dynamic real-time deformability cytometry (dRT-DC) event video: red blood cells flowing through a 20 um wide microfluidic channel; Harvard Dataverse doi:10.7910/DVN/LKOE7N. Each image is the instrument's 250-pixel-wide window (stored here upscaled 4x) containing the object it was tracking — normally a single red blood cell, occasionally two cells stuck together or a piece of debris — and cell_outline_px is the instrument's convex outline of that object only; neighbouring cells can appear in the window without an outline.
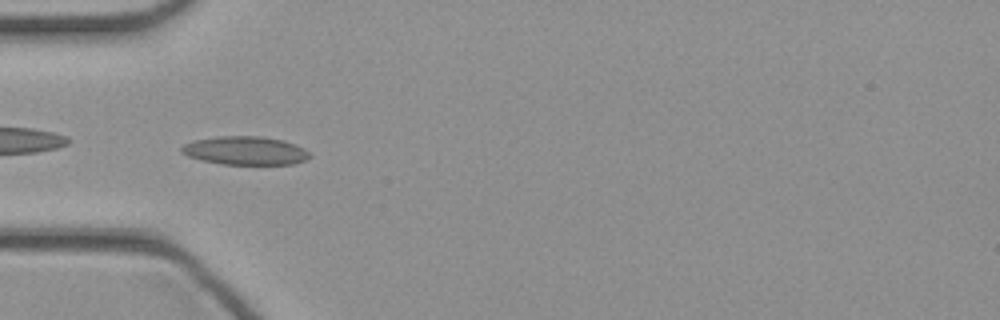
{"species": "common noctule bat (a hibernating species)", "species_latin": "Nyctalus noctula", "temperature_condition": "cold", "stored_images_in_passage": 12, "camera_frame_rate_fps": 3000, "um_per_image_px": 0.085, "animal": {"sex": "female", "body_mass_g": 21.9}, "frame": {"image": 1, "passage_image": 1, "time_ms": 0.0, "image_size_px": [1000, 320], "cell_outline_px": [[312, 156], [304, 160], [292, 164], [220, 164], [200, 160], [188, 156], [180, 152], [180, 148], [184, 144], [192, 140], [216, 136], [260, 136], [284, 140], [296, 144], [304, 148]], "centroid_in_image_um": [20.81, 12.79], "position_along_channel_um": 64.2, "area_um2": 21.44}}
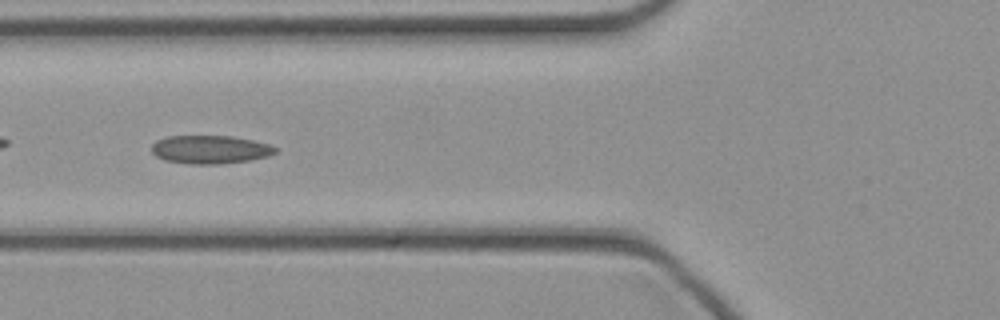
{"frame": {"image": 2, "passage_image": 4, "time_ms": 1.0, "image_size_px": [1000, 320], "cell_outline_px": [[276, 152], [268, 156], [252, 160], [220, 164], [192, 164], [164, 160], [156, 156], [152, 152], [152, 144], [156, 140], [168, 136], [232, 136], [252, 140], [268, 144], [276, 148]], "centroid_in_image_um": [17.85, 12.71], "position_along_channel_um": 107.9, "area_um2": 20.4}}
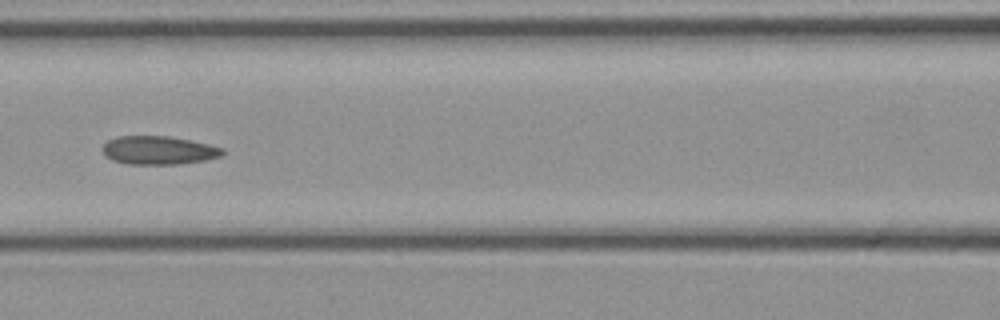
{"frame": {"image": 3, "passage_image": 7, "time_ms": 2.0, "image_size_px": [1000, 320], "cell_outline_px": [[224, 152], [220, 156], [204, 160], [180, 164], [128, 164], [112, 160], [104, 152], [104, 144], [108, 140], [116, 136], [168, 136], [192, 140], [224, 148]], "centroid_in_image_um": [13.5, 12.77], "position_along_channel_um": 153.1, "area_um2": 19.77}}